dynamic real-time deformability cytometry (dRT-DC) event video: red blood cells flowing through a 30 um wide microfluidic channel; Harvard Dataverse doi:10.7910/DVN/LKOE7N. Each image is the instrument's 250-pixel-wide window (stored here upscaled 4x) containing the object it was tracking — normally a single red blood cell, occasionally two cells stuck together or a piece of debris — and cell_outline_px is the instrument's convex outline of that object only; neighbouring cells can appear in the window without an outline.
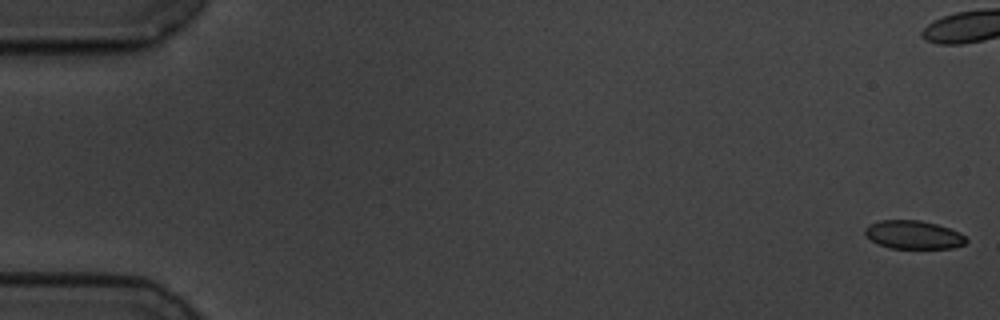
{"species": "common noctule bat (a hibernating species)", "species_latin": "Nyctalus noctula", "temperature_condition": "cold", "stored_images_in_passage": 16, "camera_frame_rate_fps": 3000, "um_per_image_px": 0.085, "animal": {"sex": "male", "body_mass_g": 19.5, "forearm_length_mm": 54.6}, "frame": {"image": 1, "passage_image": 1, "time_ms": 0.0, "image_size_px": [1000, 320], "cell_outline_px": [[968, 240], [964, 244], [952, 248], [892, 248], [880, 244], [872, 240], [864, 232], [864, 228], [868, 224], [880, 220], [920, 220], [936, 224], [960, 232]], "centroid_in_image_um": [77.64, 19.94], "position_along_channel_um": 7.4, "area_um2": 16.59}}